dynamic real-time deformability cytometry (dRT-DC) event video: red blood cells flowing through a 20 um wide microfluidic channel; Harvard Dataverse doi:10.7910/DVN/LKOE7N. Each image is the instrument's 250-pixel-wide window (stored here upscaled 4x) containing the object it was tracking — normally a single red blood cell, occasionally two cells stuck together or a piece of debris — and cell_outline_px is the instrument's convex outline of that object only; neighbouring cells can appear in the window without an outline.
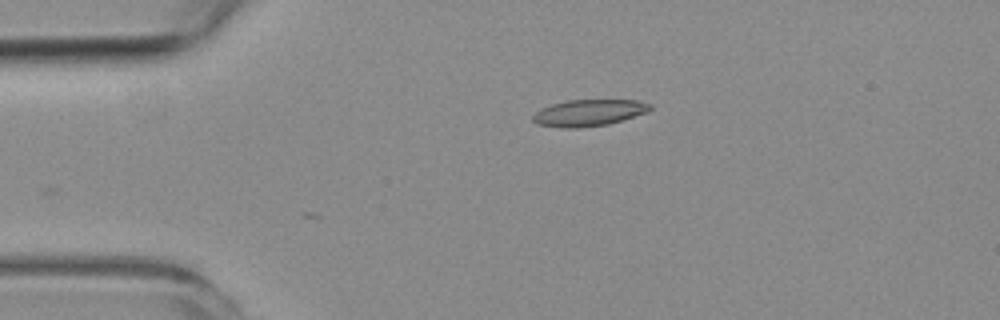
{"species": "common noctule bat (a hibernating species)", "species_latin": "Nyctalus noctula", "temperature_condition": "room temperature", "stored_images_in_passage": 1, "camera_frame_rate_fps": 3000, "um_per_image_px": 0.085, "animal": {"sex": "female", "body_mass_g": 19.3, "forearm_length_mm": 54.1}, "frame": {"image": 1, "passage_image": 1, "time_ms": 0.0, "image_size_px": [1000, 320], "cell_outline_px": [[652, 108], [648, 112], [608, 124], [580, 128], [568, 128], [536, 124], [532, 120], [532, 116], [540, 108], [552, 104], [568, 100], [636, 100], [652, 104]], "centroid_in_image_um": [50.05, 9.58], "position_along_channel_um": 35.0, "area_um2": 18.15}}